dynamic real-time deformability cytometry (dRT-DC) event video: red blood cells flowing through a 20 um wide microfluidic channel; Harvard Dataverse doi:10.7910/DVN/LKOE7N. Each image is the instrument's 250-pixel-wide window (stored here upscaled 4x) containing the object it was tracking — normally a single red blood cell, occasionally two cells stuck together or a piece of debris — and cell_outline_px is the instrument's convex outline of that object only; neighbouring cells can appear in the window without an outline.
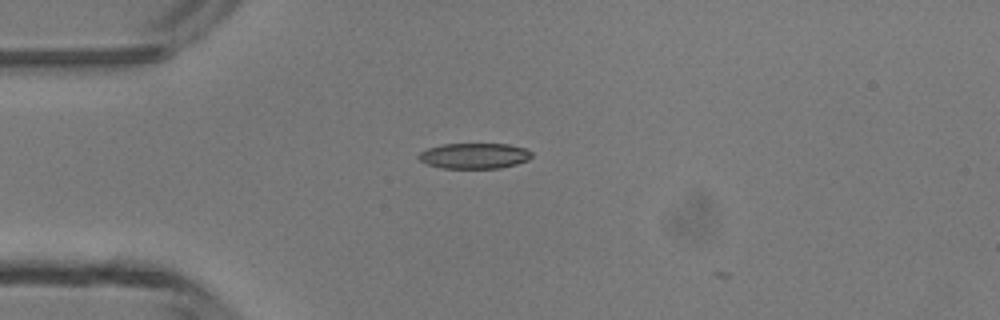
{"species": "common noctule bat (a hibernating species)", "species_latin": "Nyctalus noctula", "temperature_condition": "room temperature", "stored_images_in_passage": 4, "camera_frame_rate_fps": 3000, "um_per_image_px": 0.085, "animal": {"sex": "male", "body_mass_g": 13.3}, "frame": {"image": 1, "passage_image": 3, "time_ms": 3.0, "image_size_px": [1000, 320], "cell_outline_px": [[532, 156], [528, 160], [516, 164], [500, 168], [440, 168], [428, 164], [420, 160], [416, 156], [420, 152], [428, 148], [444, 144], [508, 144], [524, 148], [532, 152]], "centroid_in_image_um": [40.31, 13.25], "position_along_channel_um": 44.7, "area_um2": 16.82}}